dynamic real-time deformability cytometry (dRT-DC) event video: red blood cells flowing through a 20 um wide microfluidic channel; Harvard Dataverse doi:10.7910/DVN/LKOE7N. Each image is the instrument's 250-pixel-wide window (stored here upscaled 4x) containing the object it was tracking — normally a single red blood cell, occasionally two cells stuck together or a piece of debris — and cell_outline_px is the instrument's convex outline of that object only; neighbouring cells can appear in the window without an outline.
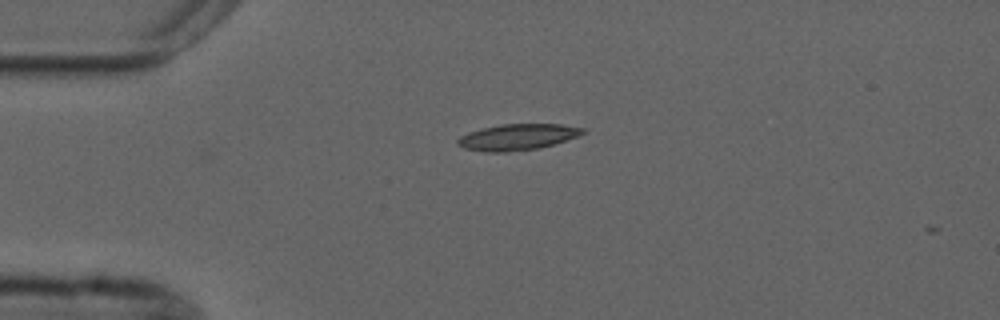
{"species": "common noctule bat (a hibernating species)", "species_latin": "Nyctalus noctula", "temperature_condition": "cold", "stored_images_in_passage": 5, "camera_frame_rate_fps": 3000, "um_per_image_px": 0.085, "animal": {"sex": "male", "forearm_length_mm": 52.5}, "frame": {"image": 1, "passage_image": 1, "time_ms": 0.0, "image_size_px": [1000, 320], "cell_outline_px": [[584, 132], [576, 136], [540, 148], [504, 152], [484, 152], [464, 148], [456, 144], [456, 140], [460, 136], [468, 132], [480, 128], [500, 124], [560, 124], [584, 128]], "centroid_in_image_um": [43.9, 11.64], "position_along_channel_um": 41.1, "area_um2": 18.96}}
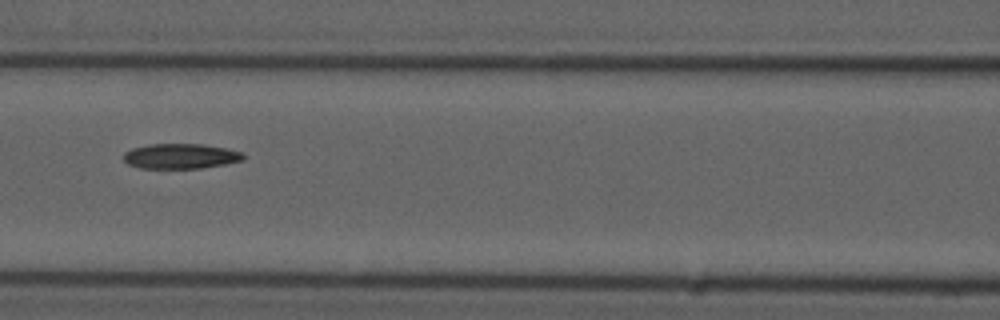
{"frame": {"image": 2, "passage_image": 4, "time_ms": 3.667, "image_size_px": [1000, 320], "cell_outline_px": [[244, 160], [224, 164], [200, 168], [140, 168], [128, 164], [124, 160], [124, 152], [132, 148], [148, 144], [204, 144], [244, 152]], "centroid_in_image_um": [15.35, 13.27], "position_along_channel_um": 151.3, "area_um2": 17.51}}
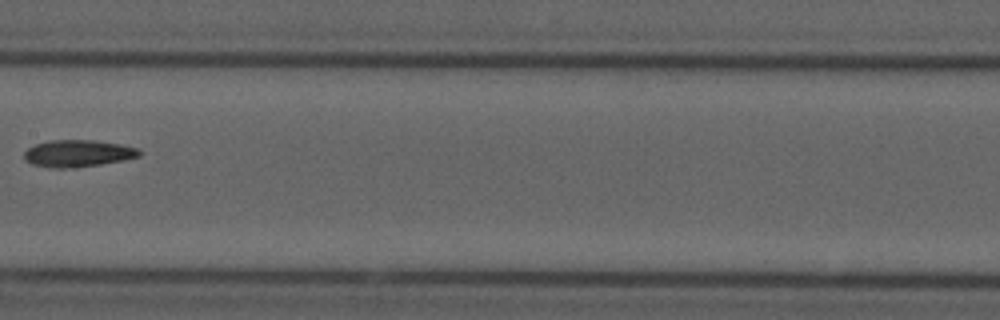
{"frame": {"image": 3, "passage_image": 5, "time_ms": 5.0, "image_size_px": [1000, 320], "cell_outline_px": [[140, 156], [124, 160], [100, 164], [64, 168], [52, 168], [32, 164], [24, 160], [24, 152], [28, 148], [36, 144], [48, 140], [92, 140], [120, 144], [140, 148]], "centroid_in_image_um": [6.61, 13.03], "position_along_channel_um": 200.8, "area_um2": 18.03}}